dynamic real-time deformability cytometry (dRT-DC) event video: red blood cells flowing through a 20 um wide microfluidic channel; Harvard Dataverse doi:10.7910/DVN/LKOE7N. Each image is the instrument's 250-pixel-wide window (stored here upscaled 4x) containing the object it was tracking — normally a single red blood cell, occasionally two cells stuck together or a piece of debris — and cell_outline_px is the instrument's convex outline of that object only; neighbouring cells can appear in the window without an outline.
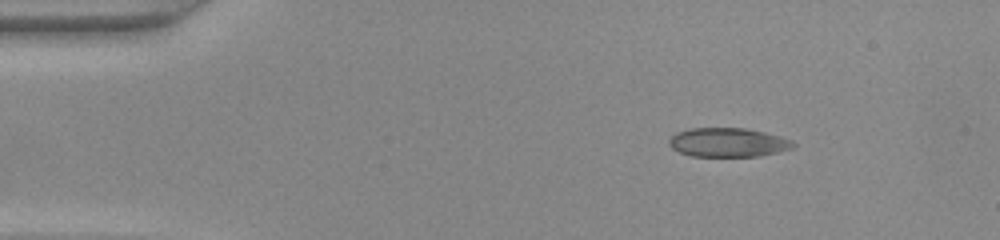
{"species": "common noctule bat (a hibernating species)", "species_latin": "Nyctalus noctula", "temperature_condition": "warm", "stored_images_in_passage": 41, "camera_frame_rate_fps": 3000, "um_per_image_px": 0.085, "animal": {"sex": "female", "body_mass_g": 22.0, "forearm_length_mm": 56.7}, "frame": {"image": 1, "passage_image": 1, "time_ms": 0.0, "image_size_px": [1000, 240], "cell_outline_px": [[796, 148], [756, 156], [692, 156], [680, 152], [672, 148], [668, 144], [668, 140], [676, 132], [692, 128], [744, 128], [764, 132], [780, 136], [792, 140], [796, 144]], "centroid_in_image_um": [61.89, 12.1], "position_along_channel_um": 23.1, "area_um2": 20.98}}
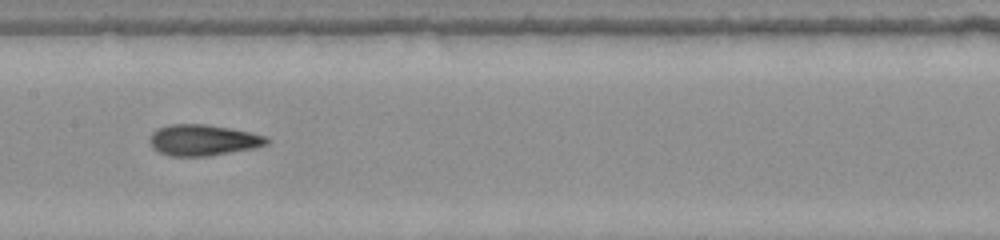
{"frame": {"image": 2, "passage_image": 18, "time_ms": 5.667, "image_size_px": [1000, 240], "cell_outline_px": [[272, 140], [268, 144], [256, 148], [208, 156], [168, 156], [152, 148], [148, 140], [152, 132], [156, 128], [168, 124], [208, 124], [232, 128], [268, 136]], "centroid_in_image_um": [17.28, 11.9], "position_along_channel_um": 190.1, "area_um2": 21.68}}
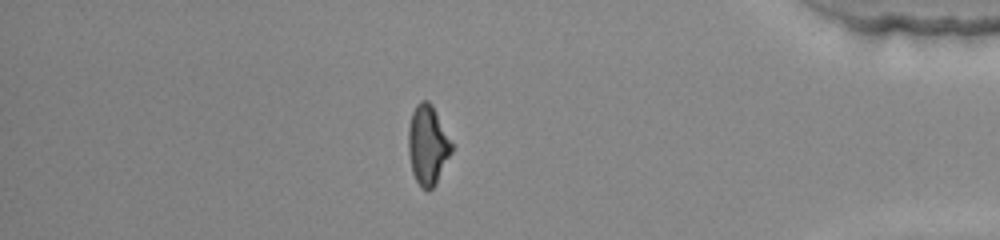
{"frame": {"image": 3, "passage_image": 35, "time_ms": 11.333, "image_size_px": [1000, 240], "cell_outline_px": [[452, 152], [436, 184], [428, 192], [420, 188], [412, 172], [408, 152], [408, 128], [412, 112], [416, 104], [420, 100], [428, 100], [432, 104], [452, 144]], "centroid_in_image_um": [36.34, 12.35], "position_along_channel_um": 398.9, "area_um2": 20.17}}